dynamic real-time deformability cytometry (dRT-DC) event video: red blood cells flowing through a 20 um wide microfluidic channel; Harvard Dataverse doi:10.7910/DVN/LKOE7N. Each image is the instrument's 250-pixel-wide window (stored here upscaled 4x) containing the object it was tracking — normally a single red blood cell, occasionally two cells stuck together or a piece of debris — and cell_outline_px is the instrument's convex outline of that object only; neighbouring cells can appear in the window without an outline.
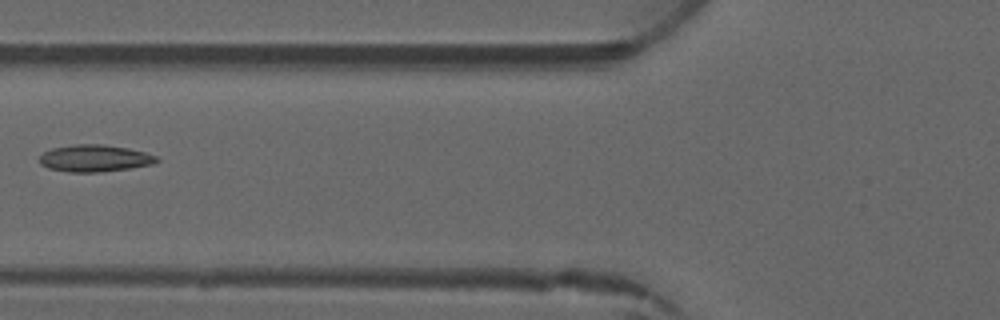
{"species": "common noctule bat (a hibernating species)", "species_latin": "Nyctalus noctula", "temperature_condition": "warm", "stored_images_in_passage": 4, "camera_frame_rate_fps": 3000, "um_per_image_px": 0.085, "animal": {"sex": "male", "forearm_length_mm": 52.5}, "frame": {"image": 1, "passage_image": 4, "time_ms": 4.667, "image_size_px": [1000, 320], "cell_outline_px": [[160, 160], [152, 164], [128, 168], [100, 172], [68, 172], [48, 168], [40, 164], [40, 156], [44, 152], [52, 148], [76, 144], [104, 144], [128, 148], [144, 152], [156, 156]], "centroid_in_image_um": [8.03, 13.45], "position_along_channel_um": 117.8, "area_um2": 18.32}}